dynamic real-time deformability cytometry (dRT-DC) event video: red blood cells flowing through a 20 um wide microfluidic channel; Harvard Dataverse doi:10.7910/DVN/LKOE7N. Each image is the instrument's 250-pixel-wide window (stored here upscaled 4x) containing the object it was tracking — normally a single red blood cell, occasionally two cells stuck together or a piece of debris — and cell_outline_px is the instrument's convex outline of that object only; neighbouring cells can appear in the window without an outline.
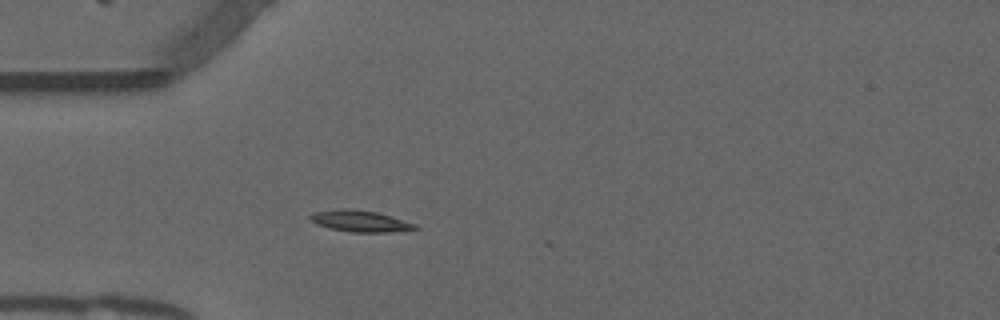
{"species": "common noctule bat (a hibernating species)", "species_latin": "Nyctalus noctula", "temperature_condition": "warm", "stored_images_in_passage": 18, "camera_frame_rate_fps": 3000, "um_per_image_px": 0.085, "animal": {"sex": "male", "forearm_length_mm": 52.5}, "frame": {"image": 1, "passage_image": 15, "time_ms": 4.667, "image_size_px": [1000, 320], "cell_outline_px": [[420, 228], [388, 232], [352, 232], [332, 228], [316, 224], [308, 216], [316, 212], [340, 208], [348, 208], [376, 212], [416, 224]], "centroid_in_image_um": [30.61, 18.79], "position_along_channel_um": 54.4, "area_um2": 12.77}}